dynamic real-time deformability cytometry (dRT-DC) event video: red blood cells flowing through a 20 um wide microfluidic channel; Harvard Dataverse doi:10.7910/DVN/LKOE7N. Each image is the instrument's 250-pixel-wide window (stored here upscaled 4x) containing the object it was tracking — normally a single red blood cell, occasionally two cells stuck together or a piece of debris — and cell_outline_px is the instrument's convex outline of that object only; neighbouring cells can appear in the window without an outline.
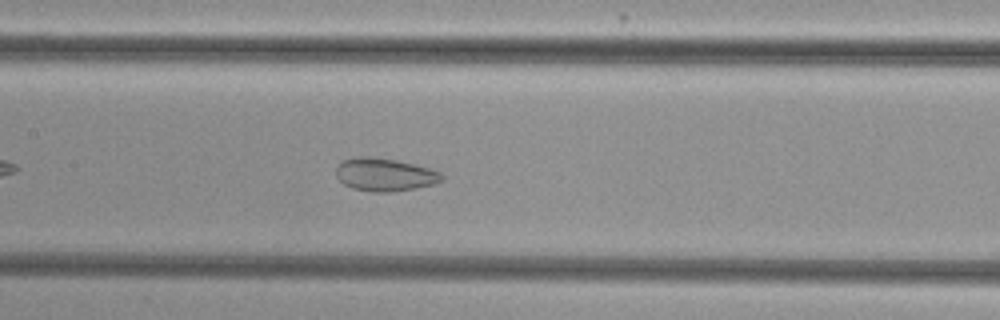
{"species": "common noctule bat (a hibernating species)", "species_latin": "Nyctalus noctula", "temperature_condition": "cold", "stored_images_in_passage": 49, "camera_frame_rate_fps": 3000, "um_per_image_px": 0.085, "animal": {"sex": "female", "body_mass_g": 29.2, "forearm_length_mm": 56.3}, "frame": {"image": 1, "passage_image": 22, "time_ms": 7.0, "image_size_px": [1000, 320], "cell_outline_px": [[444, 180], [432, 184], [412, 188], [388, 192], [372, 192], [352, 188], [344, 184], [336, 176], [336, 168], [344, 160], [360, 156], [364, 156], [396, 160], [428, 168], [440, 172], [444, 176]], "centroid_in_image_um": [32.69, 14.85], "position_along_channel_um": 174.7, "area_um2": 19.94}}
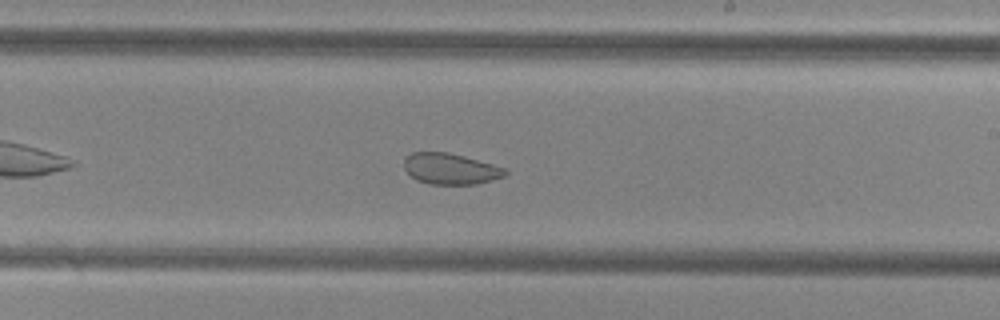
{"frame": {"image": 2, "passage_image": 28, "time_ms": 9.0, "image_size_px": [1000, 320], "cell_outline_px": [[508, 176], [476, 184], [428, 184], [416, 180], [404, 168], [404, 160], [412, 152], [448, 152], [464, 156], [508, 168]], "centroid_in_image_um": [38.35, 14.35], "position_along_channel_um": 250.7, "area_um2": 18.44}}
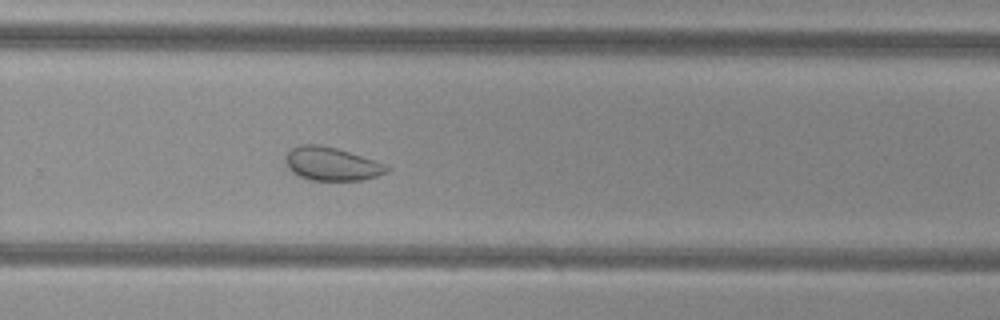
{"frame": {"image": 3, "passage_image": 32, "time_ms": 10.333, "image_size_px": [1000, 320], "cell_outline_px": [[392, 168], [388, 172], [364, 180], [312, 180], [300, 176], [292, 172], [288, 168], [284, 160], [284, 156], [292, 148], [300, 144], [320, 144], [336, 148], [388, 164]], "centroid_in_image_um": [28.21, 13.92], "position_along_channel_um": 301.6, "area_um2": 19.88}, "authors_computed_cell_mechanics": {"area_um2": 25.432, "velocity_mm_per_s": 3.8136, "shape_relaxation_time_tau1_ms": null, "shape_relaxation_time_tau2_ms": 1.3128, "deformation_change_tau1": null, "deformation_change_tau2": 0.0655}}